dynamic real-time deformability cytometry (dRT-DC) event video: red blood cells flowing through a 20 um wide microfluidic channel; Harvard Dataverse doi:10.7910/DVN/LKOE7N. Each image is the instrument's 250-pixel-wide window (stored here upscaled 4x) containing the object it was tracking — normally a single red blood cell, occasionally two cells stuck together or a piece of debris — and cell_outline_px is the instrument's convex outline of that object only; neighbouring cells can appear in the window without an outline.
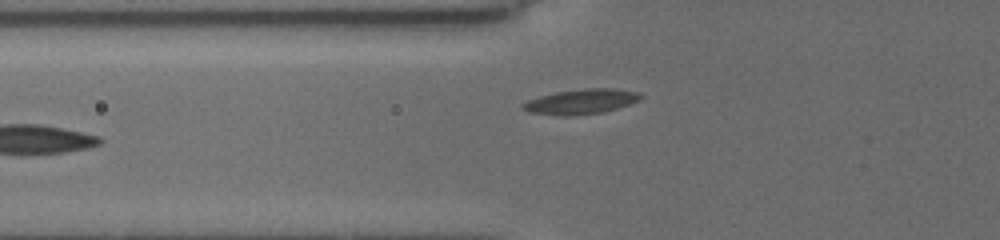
{"species": "common noctule bat (a hibernating species)", "species_latin": "Nyctalus noctula", "temperature_condition": "cold", "stored_images_in_passage": 8, "camera_frame_rate_fps": 3000, "um_per_image_px": 0.085, "animal": {"sex": "female", "body_mass_g": 19.5, "forearm_length_mm": 54.1}, "frame": {"image": 1, "passage_image": 8, "time_ms": 6.667, "image_size_px": [1000, 240], "cell_outline_px": [[644, 96], [640, 100], [604, 112], [568, 116], [564, 116], [528, 112], [520, 108], [520, 104], [528, 100], [540, 96], [556, 92], [584, 88], [612, 88], [636, 92]], "centroid_in_image_um": [49.35, 8.63], "position_along_channel_um": 76.4, "area_um2": 17.11}}